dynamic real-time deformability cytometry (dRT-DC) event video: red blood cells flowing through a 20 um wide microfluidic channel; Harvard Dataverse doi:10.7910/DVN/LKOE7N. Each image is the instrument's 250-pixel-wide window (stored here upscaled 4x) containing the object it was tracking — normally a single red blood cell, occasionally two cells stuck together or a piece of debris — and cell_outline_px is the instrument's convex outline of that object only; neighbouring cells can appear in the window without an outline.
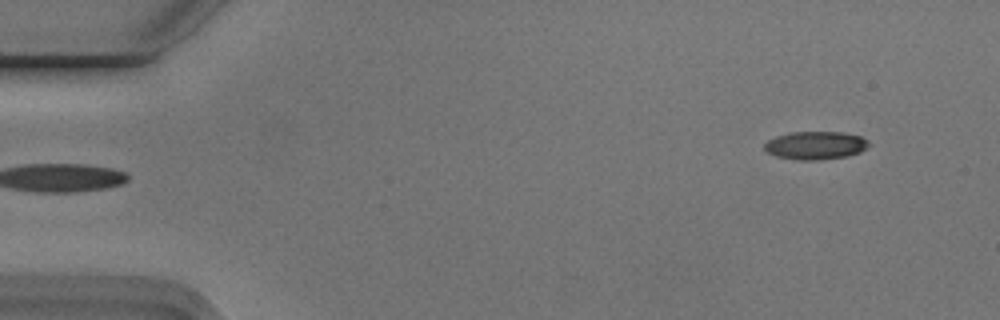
{"species": "Egyptian fruit bat (a non-hibernating species)", "species_latin": "Rousettus aegyptiacus", "temperature_condition": "cold", "stored_images_in_passage": 4, "camera_frame_rate_fps": 3000, "um_per_image_px": 0.085, "animal": {"sex": "male"}, "frame": {"image": 1, "passage_image": 4, "time_ms": 1.0, "image_size_px": [1000, 320], "cell_outline_px": [[872, 144], [860, 152], [848, 156], [820, 160], [796, 160], [776, 156], [768, 152], [764, 148], [764, 144], [768, 140], [776, 136], [792, 132], [844, 132], [860, 136], [868, 140]], "centroid_in_image_um": [69.35, 12.36], "position_along_channel_um": 15.7, "area_um2": 17.22}}